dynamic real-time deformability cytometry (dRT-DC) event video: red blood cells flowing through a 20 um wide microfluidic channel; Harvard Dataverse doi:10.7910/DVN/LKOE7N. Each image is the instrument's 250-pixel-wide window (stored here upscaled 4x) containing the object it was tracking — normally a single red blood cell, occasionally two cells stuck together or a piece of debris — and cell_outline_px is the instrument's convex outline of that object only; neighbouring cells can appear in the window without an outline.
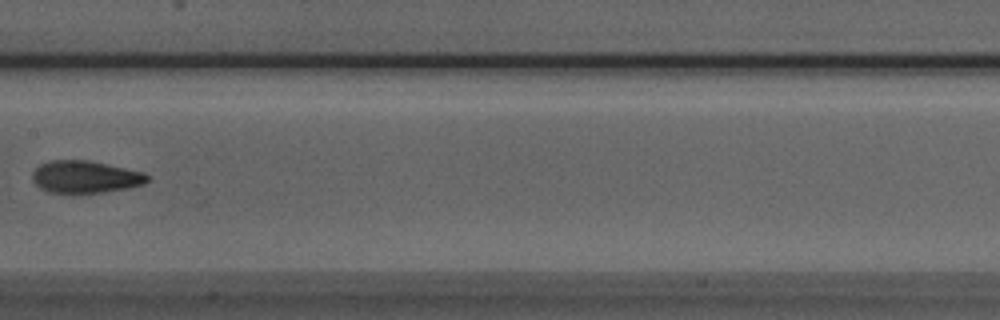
{"species": "Egyptian fruit bat (a non-hibernating species)", "species_latin": "Rousettus aegyptiacus", "temperature_condition": "room temperature", "stored_images_in_passage": 7, "camera_frame_rate_fps": 3000, "um_per_image_px": 0.085, "animal": {"sex": "male"}, "frame": {"image": 1, "passage_image": 6, "time_ms": 1.667, "image_size_px": [1000, 320], "cell_outline_px": [[148, 180], [144, 184], [128, 188], [104, 192], [72, 196], [48, 192], [40, 188], [32, 180], [32, 172], [40, 164], [52, 160], [88, 160], [108, 164], [144, 172], [148, 176]], "centroid_in_image_um": [7.21, 15.07], "position_along_channel_um": 200.2, "area_um2": 22.31}}
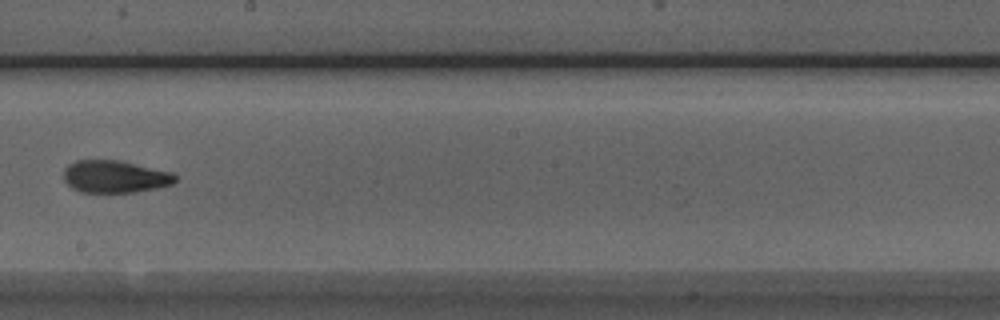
{"frame": {"image": 2, "passage_image": 7, "time_ms": 2.0, "image_size_px": [1000, 320], "cell_outline_px": [[176, 180], [172, 184], [160, 188], [136, 192], [80, 192], [72, 188], [64, 180], [64, 168], [68, 164], [76, 160], [120, 160], [172, 172], [176, 176]], "centroid_in_image_um": [9.77, 15.01], "position_along_channel_um": 238.4, "area_um2": 21.21}}